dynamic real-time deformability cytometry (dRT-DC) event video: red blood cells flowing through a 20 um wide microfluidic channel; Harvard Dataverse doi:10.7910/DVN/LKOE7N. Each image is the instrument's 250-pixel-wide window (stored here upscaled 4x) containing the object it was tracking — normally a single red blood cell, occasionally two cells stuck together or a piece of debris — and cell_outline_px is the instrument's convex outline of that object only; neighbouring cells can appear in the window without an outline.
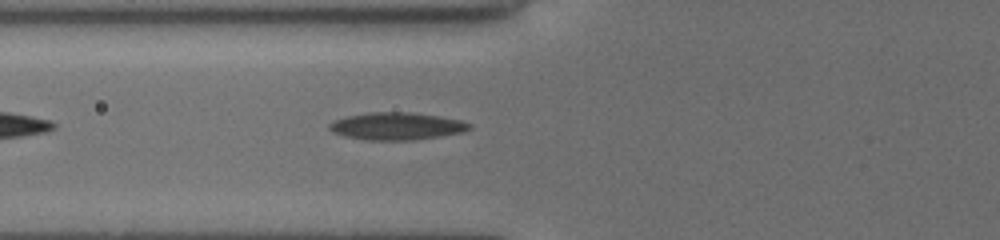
{"species": "common noctule bat (a hibernating species)", "species_latin": "Nyctalus noctula", "temperature_condition": "cold", "stored_images_in_passage": 37, "camera_frame_rate_fps": 3000, "um_per_image_px": 0.085, "animal": {"sex": "female", "body_mass_g": 19.5, "forearm_length_mm": 54.1}, "frame": {"image": 1, "passage_image": 5, "time_ms": 1.333, "image_size_px": [1000, 240], "cell_outline_px": [[472, 128], [464, 132], [416, 140], [368, 140], [344, 136], [332, 132], [328, 128], [328, 124], [332, 120], [348, 116], [368, 112], [408, 112], [440, 116], [460, 120], [472, 124]], "centroid_in_image_um": [33.71, 10.72], "position_along_channel_um": 92.1, "area_um2": 22.54}}
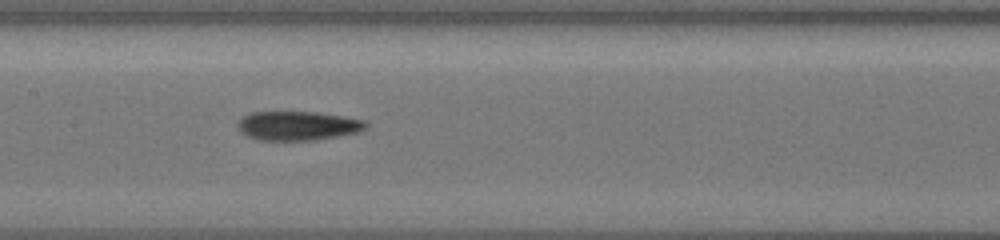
{"frame": {"image": 2, "passage_image": 12, "time_ms": 3.667, "image_size_px": [1000, 240], "cell_outline_px": [[368, 124], [364, 128], [356, 132], [316, 140], [260, 140], [248, 136], [240, 132], [240, 120], [244, 116], [252, 112], [316, 112], [368, 120]], "centroid_in_image_um": [25.34, 10.68], "position_along_channel_um": 182.1, "area_um2": 21.44}}
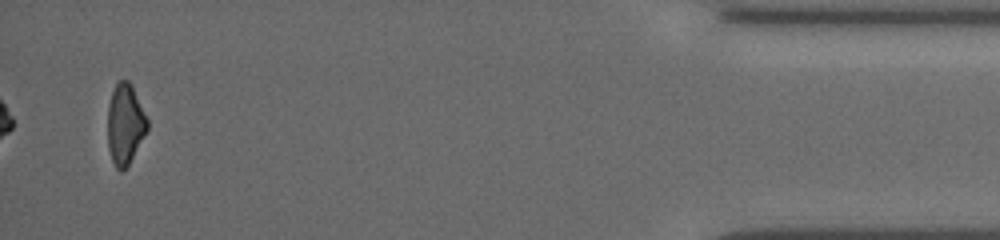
{"frame": {"image": 3, "passage_image": 36, "time_ms": 11.667, "image_size_px": [1000, 240], "cell_outline_px": [[148, 128], [128, 164], [120, 172], [116, 168], [112, 160], [108, 148], [108, 104], [112, 92], [116, 84], [120, 80], [128, 80], [132, 84], [148, 120]], "centroid_in_image_um": [10.63, 10.52], "position_along_channel_um": 424.6, "area_um2": 18.38}}